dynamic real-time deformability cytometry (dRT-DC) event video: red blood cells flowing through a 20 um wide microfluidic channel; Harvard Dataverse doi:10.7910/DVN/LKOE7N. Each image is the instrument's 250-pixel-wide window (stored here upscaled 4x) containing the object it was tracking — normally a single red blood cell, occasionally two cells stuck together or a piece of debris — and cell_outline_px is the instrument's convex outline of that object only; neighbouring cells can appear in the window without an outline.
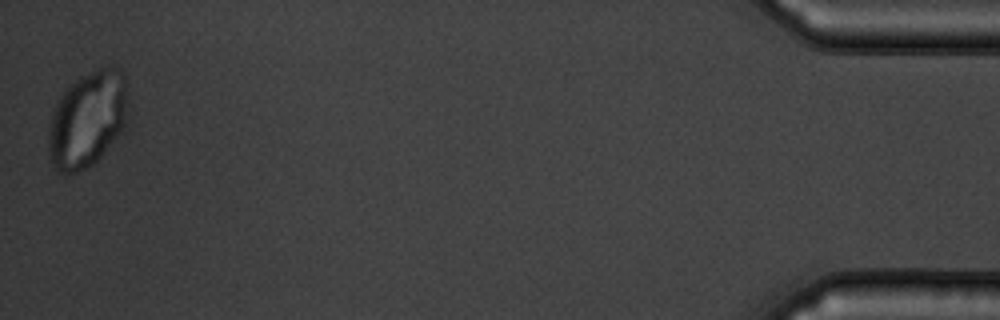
{"species": "common noctule bat (a hibernating species)", "species_latin": "Nyctalus noctula", "temperature_condition": "warm", "stored_images_in_passage": 54, "camera_frame_rate_fps": 3000, "um_per_image_px": 0.085, "animal": {"sex": "male", "body_mass_g": 19.5, "forearm_length_mm": 54.6}, "frame": {"image": 1, "passage_image": 54, "time_ms": 17.667, "image_size_px": [1000, 320], "cell_outline_px": [[128, 120], [124, 128], [100, 156], [92, 164], [76, 172], [60, 172], [52, 164], [48, 148], [48, 128], [52, 112], [56, 100], [68, 84], [80, 76], [100, 68], [120, 68], [124, 72], [128, 88]], "centroid_in_image_um": [7.45, 10.09], "position_along_channel_um": 427.8, "area_um2": 44.97}}